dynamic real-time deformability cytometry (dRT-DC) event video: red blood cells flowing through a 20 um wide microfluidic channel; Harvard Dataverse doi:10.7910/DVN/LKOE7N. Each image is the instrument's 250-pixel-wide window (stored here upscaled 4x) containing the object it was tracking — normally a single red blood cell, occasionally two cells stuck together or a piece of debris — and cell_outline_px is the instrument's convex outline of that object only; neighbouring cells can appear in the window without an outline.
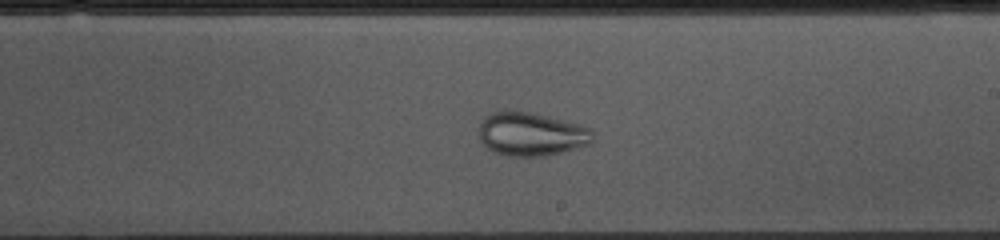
{"species": "common noctule bat (a hibernating species)", "species_latin": "Nyctalus noctula", "temperature_condition": "cold", "stored_images_in_passage": 51, "camera_frame_rate_fps": 3000, "um_per_image_px": 0.085, "animal": {"sex": "female", "body_mass_g": 10.0, "forearm_length_mm": 53.1}, "frame": {"image": 1, "passage_image": 28, "time_ms": 9.0, "image_size_px": [1000, 240], "cell_outline_px": [[592, 144], [544, 156], [508, 156], [496, 152], [488, 148], [480, 140], [480, 124], [484, 116], [488, 112], [532, 112], [580, 124], [592, 128]], "centroid_in_image_um": [45.18, 11.4], "position_along_channel_um": 243.8, "area_um2": 28.73}}
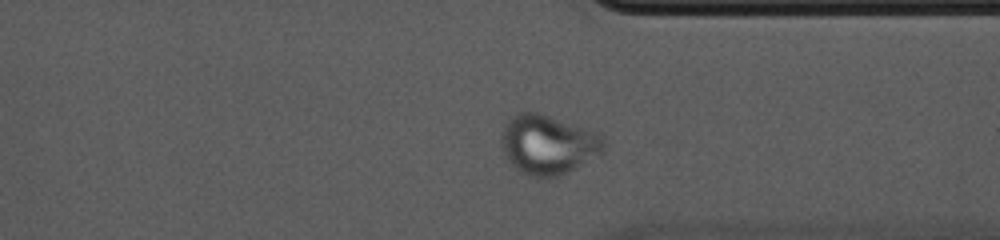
{"frame": {"image": 2, "passage_image": 38, "time_ms": 12.333, "image_size_px": [1000, 240], "cell_outline_px": [[604, 152], [576, 168], [560, 176], [528, 176], [520, 172], [504, 156], [500, 140], [500, 136], [504, 124], [516, 112], [540, 112], [600, 132], [604, 136]], "centroid_in_image_um": [46.59, 12.26], "position_along_channel_um": 364.8, "area_um2": 36.07}}
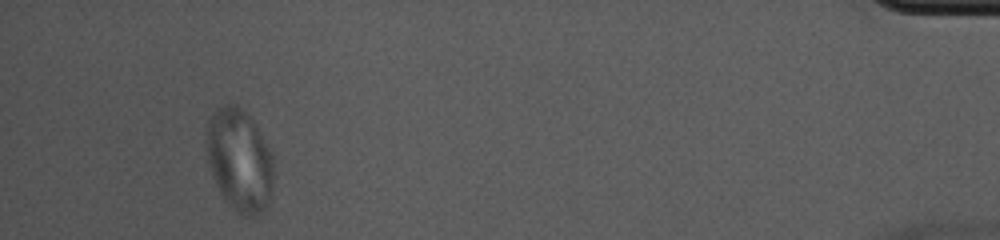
{"frame": {"image": 3, "passage_image": 48, "time_ms": 15.667, "image_size_px": [1000, 240], "cell_outline_px": [[272, 196], [268, 208], [256, 216], [244, 216], [232, 208], [228, 204], [220, 192], [216, 184], [208, 160], [204, 140], [208, 120], [216, 108], [224, 104], [236, 104], [252, 116], [272, 156]], "centroid_in_image_um": [20.35, 13.59], "position_along_channel_um": 414.9, "area_um2": 40.58}}